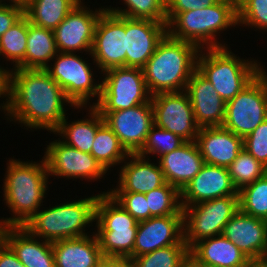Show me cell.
<instances>
[{
  "label": "cell",
  "mask_w": 267,
  "mask_h": 267,
  "mask_svg": "<svg viewBox=\"0 0 267 267\" xmlns=\"http://www.w3.org/2000/svg\"><path fill=\"white\" fill-rule=\"evenodd\" d=\"M89 54L102 73L112 68L125 67V17L107 11L101 14Z\"/></svg>",
  "instance_id": "13"
},
{
  "label": "cell",
  "mask_w": 267,
  "mask_h": 267,
  "mask_svg": "<svg viewBox=\"0 0 267 267\" xmlns=\"http://www.w3.org/2000/svg\"><path fill=\"white\" fill-rule=\"evenodd\" d=\"M9 2L12 5L21 6L22 8H25L28 4L29 0H9ZM0 4H2V0H0Z\"/></svg>",
  "instance_id": "48"
},
{
  "label": "cell",
  "mask_w": 267,
  "mask_h": 267,
  "mask_svg": "<svg viewBox=\"0 0 267 267\" xmlns=\"http://www.w3.org/2000/svg\"><path fill=\"white\" fill-rule=\"evenodd\" d=\"M249 267H267V260L252 261Z\"/></svg>",
  "instance_id": "49"
},
{
  "label": "cell",
  "mask_w": 267,
  "mask_h": 267,
  "mask_svg": "<svg viewBox=\"0 0 267 267\" xmlns=\"http://www.w3.org/2000/svg\"><path fill=\"white\" fill-rule=\"evenodd\" d=\"M95 221L104 257L133 258L138 221L108 193L99 194Z\"/></svg>",
  "instance_id": "7"
},
{
  "label": "cell",
  "mask_w": 267,
  "mask_h": 267,
  "mask_svg": "<svg viewBox=\"0 0 267 267\" xmlns=\"http://www.w3.org/2000/svg\"><path fill=\"white\" fill-rule=\"evenodd\" d=\"M7 97L1 106L12 121L50 132L65 119V103L74 106L45 69L8 70Z\"/></svg>",
  "instance_id": "1"
},
{
  "label": "cell",
  "mask_w": 267,
  "mask_h": 267,
  "mask_svg": "<svg viewBox=\"0 0 267 267\" xmlns=\"http://www.w3.org/2000/svg\"><path fill=\"white\" fill-rule=\"evenodd\" d=\"M108 193L138 222L150 218V209L145 193L136 192H103Z\"/></svg>",
  "instance_id": "40"
},
{
  "label": "cell",
  "mask_w": 267,
  "mask_h": 267,
  "mask_svg": "<svg viewBox=\"0 0 267 267\" xmlns=\"http://www.w3.org/2000/svg\"><path fill=\"white\" fill-rule=\"evenodd\" d=\"M127 9L105 8V11L131 19H150L157 22L166 21L165 0H123Z\"/></svg>",
  "instance_id": "37"
},
{
  "label": "cell",
  "mask_w": 267,
  "mask_h": 267,
  "mask_svg": "<svg viewBox=\"0 0 267 267\" xmlns=\"http://www.w3.org/2000/svg\"><path fill=\"white\" fill-rule=\"evenodd\" d=\"M56 56L53 58L54 65H51L53 67L48 66L45 70L60 85L74 107L83 108L92 96H97L98 102L101 96V82L94 83L93 71L87 61L74 53L58 52Z\"/></svg>",
  "instance_id": "11"
},
{
  "label": "cell",
  "mask_w": 267,
  "mask_h": 267,
  "mask_svg": "<svg viewBox=\"0 0 267 267\" xmlns=\"http://www.w3.org/2000/svg\"><path fill=\"white\" fill-rule=\"evenodd\" d=\"M91 111V112H90ZM90 119H82L67 124L66 116L54 133H58L63 142L84 153H91L97 130L105 123L99 111L90 105ZM63 135V136H62ZM65 137V138H64Z\"/></svg>",
  "instance_id": "29"
},
{
  "label": "cell",
  "mask_w": 267,
  "mask_h": 267,
  "mask_svg": "<svg viewBox=\"0 0 267 267\" xmlns=\"http://www.w3.org/2000/svg\"><path fill=\"white\" fill-rule=\"evenodd\" d=\"M238 24L237 5L230 0L191 11L177 13L167 23V34L174 39L188 41L200 49L223 48L215 37L216 34Z\"/></svg>",
  "instance_id": "4"
},
{
  "label": "cell",
  "mask_w": 267,
  "mask_h": 267,
  "mask_svg": "<svg viewBox=\"0 0 267 267\" xmlns=\"http://www.w3.org/2000/svg\"><path fill=\"white\" fill-rule=\"evenodd\" d=\"M238 25L267 30V0H242L237 5Z\"/></svg>",
  "instance_id": "39"
},
{
  "label": "cell",
  "mask_w": 267,
  "mask_h": 267,
  "mask_svg": "<svg viewBox=\"0 0 267 267\" xmlns=\"http://www.w3.org/2000/svg\"><path fill=\"white\" fill-rule=\"evenodd\" d=\"M267 119V74L264 69L226 102L222 127L243 139Z\"/></svg>",
  "instance_id": "9"
},
{
  "label": "cell",
  "mask_w": 267,
  "mask_h": 267,
  "mask_svg": "<svg viewBox=\"0 0 267 267\" xmlns=\"http://www.w3.org/2000/svg\"><path fill=\"white\" fill-rule=\"evenodd\" d=\"M58 53L53 30L33 25L28 20V37L25 59L19 69H46L48 62Z\"/></svg>",
  "instance_id": "28"
},
{
  "label": "cell",
  "mask_w": 267,
  "mask_h": 267,
  "mask_svg": "<svg viewBox=\"0 0 267 267\" xmlns=\"http://www.w3.org/2000/svg\"><path fill=\"white\" fill-rule=\"evenodd\" d=\"M8 89V71L0 67V97L7 96Z\"/></svg>",
  "instance_id": "45"
},
{
  "label": "cell",
  "mask_w": 267,
  "mask_h": 267,
  "mask_svg": "<svg viewBox=\"0 0 267 267\" xmlns=\"http://www.w3.org/2000/svg\"><path fill=\"white\" fill-rule=\"evenodd\" d=\"M189 258L187 244H174L132 260L135 267H181Z\"/></svg>",
  "instance_id": "36"
},
{
  "label": "cell",
  "mask_w": 267,
  "mask_h": 267,
  "mask_svg": "<svg viewBox=\"0 0 267 267\" xmlns=\"http://www.w3.org/2000/svg\"><path fill=\"white\" fill-rule=\"evenodd\" d=\"M158 163L166 182L180 192L205 164L196 141H186L176 150L160 156Z\"/></svg>",
  "instance_id": "23"
},
{
  "label": "cell",
  "mask_w": 267,
  "mask_h": 267,
  "mask_svg": "<svg viewBox=\"0 0 267 267\" xmlns=\"http://www.w3.org/2000/svg\"><path fill=\"white\" fill-rule=\"evenodd\" d=\"M167 23L180 12L202 9L217 3L219 0H165Z\"/></svg>",
  "instance_id": "42"
},
{
  "label": "cell",
  "mask_w": 267,
  "mask_h": 267,
  "mask_svg": "<svg viewBox=\"0 0 267 267\" xmlns=\"http://www.w3.org/2000/svg\"><path fill=\"white\" fill-rule=\"evenodd\" d=\"M24 16V8L17 5L0 4V37Z\"/></svg>",
  "instance_id": "43"
},
{
  "label": "cell",
  "mask_w": 267,
  "mask_h": 267,
  "mask_svg": "<svg viewBox=\"0 0 267 267\" xmlns=\"http://www.w3.org/2000/svg\"><path fill=\"white\" fill-rule=\"evenodd\" d=\"M104 75L100 99L93 103L99 112L125 110L151 99L141 68H112L105 71Z\"/></svg>",
  "instance_id": "10"
},
{
  "label": "cell",
  "mask_w": 267,
  "mask_h": 267,
  "mask_svg": "<svg viewBox=\"0 0 267 267\" xmlns=\"http://www.w3.org/2000/svg\"><path fill=\"white\" fill-rule=\"evenodd\" d=\"M95 267H111V257H102Z\"/></svg>",
  "instance_id": "47"
},
{
  "label": "cell",
  "mask_w": 267,
  "mask_h": 267,
  "mask_svg": "<svg viewBox=\"0 0 267 267\" xmlns=\"http://www.w3.org/2000/svg\"><path fill=\"white\" fill-rule=\"evenodd\" d=\"M129 158L132 159L121 166L118 188L109 192L147 193L166 183L160 165L149 163V158L146 161L139 154H129Z\"/></svg>",
  "instance_id": "26"
},
{
  "label": "cell",
  "mask_w": 267,
  "mask_h": 267,
  "mask_svg": "<svg viewBox=\"0 0 267 267\" xmlns=\"http://www.w3.org/2000/svg\"><path fill=\"white\" fill-rule=\"evenodd\" d=\"M154 124L185 141H196L199 126L185 91L158 93L151 96Z\"/></svg>",
  "instance_id": "12"
},
{
  "label": "cell",
  "mask_w": 267,
  "mask_h": 267,
  "mask_svg": "<svg viewBox=\"0 0 267 267\" xmlns=\"http://www.w3.org/2000/svg\"><path fill=\"white\" fill-rule=\"evenodd\" d=\"M180 193L182 208L220 197L239 195L226 167L206 163Z\"/></svg>",
  "instance_id": "20"
},
{
  "label": "cell",
  "mask_w": 267,
  "mask_h": 267,
  "mask_svg": "<svg viewBox=\"0 0 267 267\" xmlns=\"http://www.w3.org/2000/svg\"><path fill=\"white\" fill-rule=\"evenodd\" d=\"M99 113L129 154L141 151L154 124L151 99L129 109Z\"/></svg>",
  "instance_id": "14"
},
{
  "label": "cell",
  "mask_w": 267,
  "mask_h": 267,
  "mask_svg": "<svg viewBox=\"0 0 267 267\" xmlns=\"http://www.w3.org/2000/svg\"><path fill=\"white\" fill-rule=\"evenodd\" d=\"M232 2H234L236 5H238L242 0H230Z\"/></svg>",
  "instance_id": "51"
},
{
  "label": "cell",
  "mask_w": 267,
  "mask_h": 267,
  "mask_svg": "<svg viewBox=\"0 0 267 267\" xmlns=\"http://www.w3.org/2000/svg\"><path fill=\"white\" fill-rule=\"evenodd\" d=\"M90 154L106 172L111 166L129 159V153L105 123L97 130Z\"/></svg>",
  "instance_id": "31"
},
{
  "label": "cell",
  "mask_w": 267,
  "mask_h": 267,
  "mask_svg": "<svg viewBox=\"0 0 267 267\" xmlns=\"http://www.w3.org/2000/svg\"><path fill=\"white\" fill-rule=\"evenodd\" d=\"M185 92L189 97L199 128L222 127L226 103L211 82L196 70L191 75Z\"/></svg>",
  "instance_id": "21"
},
{
  "label": "cell",
  "mask_w": 267,
  "mask_h": 267,
  "mask_svg": "<svg viewBox=\"0 0 267 267\" xmlns=\"http://www.w3.org/2000/svg\"><path fill=\"white\" fill-rule=\"evenodd\" d=\"M81 3H78L53 30L58 52L75 53L81 50L91 52L96 24L105 8L101 7L95 12L89 11V8Z\"/></svg>",
  "instance_id": "15"
},
{
  "label": "cell",
  "mask_w": 267,
  "mask_h": 267,
  "mask_svg": "<svg viewBox=\"0 0 267 267\" xmlns=\"http://www.w3.org/2000/svg\"><path fill=\"white\" fill-rule=\"evenodd\" d=\"M125 67L143 68L167 34V22L125 17Z\"/></svg>",
  "instance_id": "17"
},
{
  "label": "cell",
  "mask_w": 267,
  "mask_h": 267,
  "mask_svg": "<svg viewBox=\"0 0 267 267\" xmlns=\"http://www.w3.org/2000/svg\"><path fill=\"white\" fill-rule=\"evenodd\" d=\"M196 143L206 164L228 168L244 148L243 138L223 127H203Z\"/></svg>",
  "instance_id": "24"
},
{
  "label": "cell",
  "mask_w": 267,
  "mask_h": 267,
  "mask_svg": "<svg viewBox=\"0 0 267 267\" xmlns=\"http://www.w3.org/2000/svg\"><path fill=\"white\" fill-rule=\"evenodd\" d=\"M244 149L267 167V119L243 139Z\"/></svg>",
  "instance_id": "41"
},
{
  "label": "cell",
  "mask_w": 267,
  "mask_h": 267,
  "mask_svg": "<svg viewBox=\"0 0 267 267\" xmlns=\"http://www.w3.org/2000/svg\"><path fill=\"white\" fill-rule=\"evenodd\" d=\"M238 193L239 206L243 213L267 221V173Z\"/></svg>",
  "instance_id": "34"
},
{
  "label": "cell",
  "mask_w": 267,
  "mask_h": 267,
  "mask_svg": "<svg viewBox=\"0 0 267 267\" xmlns=\"http://www.w3.org/2000/svg\"><path fill=\"white\" fill-rule=\"evenodd\" d=\"M227 169L237 191H240L243 187L263 177L267 173V167L257 161L244 148Z\"/></svg>",
  "instance_id": "35"
},
{
  "label": "cell",
  "mask_w": 267,
  "mask_h": 267,
  "mask_svg": "<svg viewBox=\"0 0 267 267\" xmlns=\"http://www.w3.org/2000/svg\"><path fill=\"white\" fill-rule=\"evenodd\" d=\"M150 218L168 215H183L180 191L169 183L145 193Z\"/></svg>",
  "instance_id": "33"
},
{
  "label": "cell",
  "mask_w": 267,
  "mask_h": 267,
  "mask_svg": "<svg viewBox=\"0 0 267 267\" xmlns=\"http://www.w3.org/2000/svg\"><path fill=\"white\" fill-rule=\"evenodd\" d=\"M91 236L52 242L55 267H95L103 254L96 234Z\"/></svg>",
  "instance_id": "27"
},
{
  "label": "cell",
  "mask_w": 267,
  "mask_h": 267,
  "mask_svg": "<svg viewBox=\"0 0 267 267\" xmlns=\"http://www.w3.org/2000/svg\"><path fill=\"white\" fill-rule=\"evenodd\" d=\"M227 47L207 48L197 57V71L204 76L216 92L228 102L241 92L262 70L256 61L235 56Z\"/></svg>",
  "instance_id": "6"
},
{
  "label": "cell",
  "mask_w": 267,
  "mask_h": 267,
  "mask_svg": "<svg viewBox=\"0 0 267 267\" xmlns=\"http://www.w3.org/2000/svg\"><path fill=\"white\" fill-rule=\"evenodd\" d=\"M200 50L194 43L166 34L142 68L150 95L185 91L191 75L197 70Z\"/></svg>",
  "instance_id": "2"
},
{
  "label": "cell",
  "mask_w": 267,
  "mask_h": 267,
  "mask_svg": "<svg viewBox=\"0 0 267 267\" xmlns=\"http://www.w3.org/2000/svg\"><path fill=\"white\" fill-rule=\"evenodd\" d=\"M0 238L26 267H55L52 242L38 241L22 226L0 228Z\"/></svg>",
  "instance_id": "22"
},
{
  "label": "cell",
  "mask_w": 267,
  "mask_h": 267,
  "mask_svg": "<svg viewBox=\"0 0 267 267\" xmlns=\"http://www.w3.org/2000/svg\"><path fill=\"white\" fill-rule=\"evenodd\" d=\"M27 37L28 18L25 15L0 37V55L15 62L14 68L25 59Z\"/></svg>",
  "instance_id": "32"
},
{
  "label": "cell",
  "mask_w": 267,
  "mask_h": 267,
  "mask_svg": "<svg viewBox=\"0 0 267 267\" xmlns=\"http://www.w3.org/2000/svg\"><path fill=\"white\" fill-rule=\"evenodd\" d=\"M0 267H26L13 250L0 238Z\"/></svg>",
  "instance_id": "44"
},
{
  "label": "cell",
  "mask_w": 267,
  "mask_h": 267,
  "mask_svg": "<svg viewBox=\"0 0 267 267\" xmlns=\"http://www.w3.org/2000/svg\"><path fill=\"white\" fill-rule=\"evenodd\" d=\"M184 241L183 215L151 217L138 222L133 258Z\"/></svg>",
  "instance_id": "18"
},
{
  "label": "cell",
  "mask_w": 267,
  "mask_h": 267,
  "mask_svg": "<svg viewBox=\"0 0 267 267\" xmlns=\"http://www.w3.org/2000/svg\"><path fill=\"white\" fill-rule=\"evenodd\" d=\"M81 0H29L24 15L38 27L54 30Z\"/></svg>",
  "instance_id": "30"
},
{
  "label": "cell",
  "mask_w": 267,
  "mask_h": 267,
  "mask_svg": "<svg viewBox=\"0 0 267 267\" xmlns=\"http://www.w3.org/2000/svg\"><path fill=\"white\" fill-rule=\"evenodd\" d=\"M98 197L99 194L38 210L22 227L39 240L49 242L86 236V225L96 220Z\"/></svg>",
  "instance_id": "5"
},
{
  "label": "cell",
  "mask_w": 267,
  "mask_h": 267,
  "mask_svg": "<svg viewBox=\"0 0 267 267\" xmlns=\"http://www.w3.org/2000/svg\"><path fill=\"white\" fill-rule=\"evenodd\" d=\"M111 267H135L132 258L111 257Z\"/></svg>",
  "instance_id": "46"
},
{
  "label": "cell",
  "mask_w": 267,
  "mask_h": 267,
  "mask_svg": "<svg viewBox=\"0 0 267 267\" xmlns=\"http://www.w3.org/2000/svg\"><path fill=\"white\" fill-rule=\"evenodd\" d=\"M189 257L201 267H249L252 262L222 234L197 242Z\"/></svg>",
  "instance_id": "25"
},
{
  "label": "cell",
  "mask_w": 267,
  "mask_h": 267,
  "mask_svg": "<svg viewBox=\"0 0 267 267\" xmlns=\"http://www.w3.org/2000/svg\"><path fill=\"white\" fill-rule=\"evenodd\" d=\"M185 142L180 136L153 124L149 130L146 142L138 154L146 157L148 154L153 153L158 154L160 157L176 150Z\"/></svg>",
  "instance_id": "38"
},
{
  "label": "cell",
  "mask_w": 267,
  "mask_h": 267,
  "mask_svg": "<svg viewBox=\"0 0 267 267\" xmlns=\"http://www.w3.org/2000/svg\"><path fill=\"white\" fill-rule=\"evenodd\" d=\"M40 163L9 160L3 191L5 203L14 215L1 219L0 228L23 226L40 209L49 177L44 157Z\"/></svg>",
  "instance_id": "3"
},
{
  "label": "cell",
  "mask_w": 267,
  "mask_h": 267,
  "mask_svg": "<svg viewBox=\"0 0 267 267\" xmlns=\"http://www.w3.org/2000/svg\"><path fill=\"white\" fill-rule=\"evenodd\" d=\"M181 267H201L197 265L191 258H189Z\"/></svg>",
  "instance_id": "50"
},
{
  "label": "cell",
  "mask_w": 267,
  "mask_h": 267,
  "mask_svg": "<svg viewBox=\"0 0 267 267\" xmlns=\"http://www.w3.org/2000/svg\"><path fill=\"white\" fill-rule=\"evenodd\" d=\"M239 195H231L182 208L184 241L190 250L197 242L221 235L239 211Z\"/></svg>",
  "instance_id": "8"
},
{
  "label": "cell",
  "mask_w": 267,
  "mask_h": 267,
  "mask_svg": "<svg viewBox=\"0 0 267 267\" xmlns=\"http://www.w3.org/2000/svg\"><path fill=\"white\" fill-rule=\"evenodd\" d=\"M222 235L251 261L267 257V221L239 211L226 223Z\"/></svg>",
  "instance_id": "19"
},
{
  "label": "cell",
  "mask_w": 267,
  "mask_h": 267,
  "mask_svg": "<svg viewBox=\"0 0 267 267\" xmlns=\"http://www.w3.org/2000/svg\"><path fill=\"white\" fill-rule=\"evenodd\" d=\"M45 153L51 176L96 180L107 173L90 153L81 152L61 140L49 143Z\"/></svg>",
  "instance_id": "16"
}]
</instances>
